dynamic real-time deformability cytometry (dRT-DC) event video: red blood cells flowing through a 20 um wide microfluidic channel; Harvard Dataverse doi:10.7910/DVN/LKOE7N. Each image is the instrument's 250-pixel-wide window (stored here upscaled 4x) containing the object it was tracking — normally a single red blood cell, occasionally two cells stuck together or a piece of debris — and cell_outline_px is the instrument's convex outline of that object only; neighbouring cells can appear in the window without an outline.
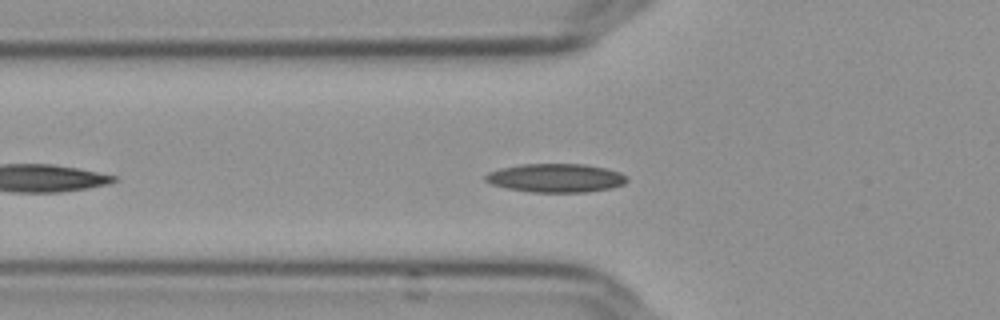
{"species": "Egyptian fruit bat (a non-hibernating species)", "species_latin": "Rousettus aegyptiacus", "temperature_condition": "cold", "stored_images_in_passage": 33, "camera_frame_rate_fps": 3000, "um_per_image_px": 0.085, "frame": {"image": 1, "passage_image": 5, "time_ms": 1.333, "image_size_px": [1000, 320], "cell_outline_px": [[628, 180], [624, 184], [612, 188], [588, 192], [532, 192], [508, 188], [492, 184], [484, 180], [484, 176], [488, 172], [520, 164], [584, 164], [604, 168], [620, 172]], "centroid_in_image_um": [47.25, 15.13], "position_along_channel_um": 78.5, "area_um2": 23.47}}
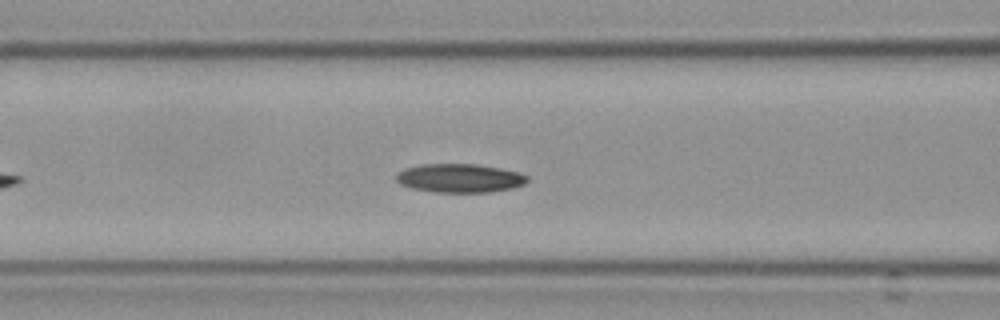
{"frame": {"image": 2, "passage_image": 9, "time_ms": 2.667, "image_size_px": [1000, 320], "cell_outline_px": [[528, 180], [524, 184], [512, 188], [492, 192], [432, 192], [412, 188], [400, 184], [396, 180], [396, 176], [400, 172], [408, 168], [420, 164], [476, 164], [500, 168], [520, 172], [528, 176]], "centroid_in_image_um": [39.11, 15.14], "position_along_channel_um": 127.5, "area_um2": 21.91}}
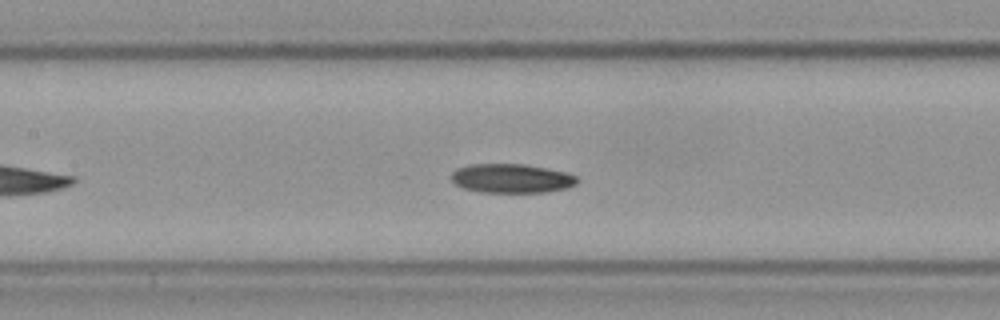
{"frame": {"image": 3, "passage_image": 12, "time_ms": 3.667, "image_size_px": [1000, 320], "cell_outline_px": [[580, 180], [576, 184], [568, 188], [544, 192], [480, 192], [464, 188], [456, 184], [452, 180], [452, 172], [456, 168], [472, 164], [524, 164], [564, 172], [576, 176]], "centroid_in_image_um": [43.49, 15.16], "position_along_channel_um": 163.9, "area_um2": 21.21}, "authors_computed_cell_mechanics": {"area_um2": 21.7328, "velocity_mm_per_s": 3.6154, "shape_relaxation_time_tau1_ms": 6.6317, "shape_relaxation_time_tau2_ms": null, "deformation_change_tau1": 0.1114, "deformation_change_tau2": null}}